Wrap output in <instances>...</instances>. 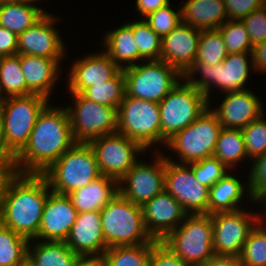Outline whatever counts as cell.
<instances>
[{"mask_svg": "<svg viewBox=\"0 0 266 266\" xmlns=\"http://www.w3.org/2000/svg\"><path fill=\"white\" fill-rule=\"evenodd\" d=\"M248 175V186L251 196L257 204L261 203L266 210V152L252 160ZM264 204V205H263Z\"/></svg>", "mask_w": 266, "mask_h": 266, "instance_id": "cell-43", "label": "cell"}, {"mask_svg": "<svg viewBox=\"0 0 266 266\" xmlns=\"http://www.w3.org/2000/svg\"><path fill=\"white\" fill-rule=\"evenodd\" d=\"M119 194L118 180L101 175L67 196L78 213L100 211Z\"/></svg>", "mask_w": 266, "mask_h": 266, "instance_id": "cell-26", "label": "cell"}, {"mask_svg": "<svg viewBox=\"0 0 266 266\" xmlns=\"http://www.w3.org/2000/svg\"><path fill=\"white\" fill-rule=\"evenodd\" d=\"M250 69L254 71L252 52L232 53L228 54L222 63L212 66L193 62L183 74V79L202 91L210 103L213 87L221 90V93L249 89L245 83H248L251 77Z\"/></svg>", "mask_w": 266, "mask_h": 266, "instance_id": "cell-3", "label": "cell"}, {"mask_svg": "<svg viewBox=\"0 0 266 266\" xmlns=\"http://www.w3.org/2000/svg\"><path fill=\"white\" fill-rule=\"evenodd\" d=\"M150 266H190L175 255L162 241H156L150 251Z\"/></svg>", "mask_w": 266, "mask_h": 266, "instance_id": "cell-45", "label": "cell"}, {"mask_svg": "<svg viewBox=\"0 0 266 266\" xmlns=\"http://www.w3.org/2000/svg\"><path fill=\"white\" fill-rule=\"evenodd\" d=\"M232 173V171L228 172L217 183L209 188L208 214L211 215L216 212L239 210L242 207L241 204L246 195V198L248 197L250 200L249 202L257 203L251 196L248 181L242 184L241 177L239 179L238 177L233 176Z\"/></svg>", "mask_w": 266, "mask_h": 266, "instance_id": "cell-25", "label": "cell"}, {"mask_svg": "<svg viewBox=\"0 0 266 266\" xmlns=\"http://www.w3.org/2000/svg\"><path fill=\"white\" fill-rule=\"evenodd\" d=\"M218 30L223 36L228 54L252 52L248 31L241 20L228 19Z\"/></svg>", "mask_w": 266, "mask_h": 266, "instance_id": "cell-39", "label": "cell"}, {"mask_svg": "<svg viewBox=\"0 0 266 266\" xmlns=\"http://www.w3.org/2000/svg\"><path fill=\"white\" fill-rule=\"evenodd\" d=\"M73 266H105L103 256H78Z\"/></svg>", "mask_w": 266, "mask_h": 266, "instance_id": "cell-51", "label": "cell"}, {"mask_svg": "<svg viewBox=\"0 0 266 266\" xmlns=\"http://www.w3.org/2000/svg\"><path fill=\"white\" fill-rule=\"evenodd\" d=\"M209 108L205 94L182 79L159 103L161 144L182 131Z\"/></svg>", "mask_w": 266, "mask_h": 266, "instance_id": "cell-9", "label": "cell"}, {"mask_svg": "<svg viewBox=\"0 0 266 266\" xmlns=\"http://www.w3.org/2000/svg\"><path fill=\"white\" fill-rule=\"evenodd\" d=\"M254 72H266V40L252 49Z\"/></svg>", "mask_w": 266, "mask_h": 266, "instance_id": "cell-49", "label": "cell"}, {"mask_svg": "<svg viewBox=\"0 0 266 266\" xmlns=\"http://www.w3.org/2000/svg\"><path fill=\"white\" fill-rule=\"evenodd\" d=\"M265 219L266 218H262L251 230L243 246L239 256L243 266H266Z\"/></svg>", "mask_w": 266, "mask_h": 266, "instance_id": "cell-37", "label": "cell"}, {"mask_svg": "<svg viewBox=\"0 0 266 266\" xmlns=\"http://www.w3.org/2000/svg\"><path fill=\"white\" fill-rule=\"evenodd\" d=\"M62 59H51L27 54L20 55L21 69L24 74L27 95L38 94L48 100L60 78Z\"/></svg>", "mask_w": 266, "mask_h": 266, "instance_id": "cell-24", "label": "cell"}, {"mask_svg": "<svg viewBox=\"0 0 266 266\" xmlns=\"http://www.w3.org/2000/svg\"><path fill=\"white\" fill-rule=\"evenodd\" d=\"M153 244L109 247L103 254L105 266H150Z\"/></svg>", "mask_w": 266, "mask_h": 266, "instance_id": "cell-34", "label": "cell"}, {"mask_svg": "<svg viewBox=\"0 0 266 266\" xmlns=\"http://www.w3.org/2000/svg\"><path fill=\"white\" fill-rule=\"evenodd\" d=\"M81 95L90 101L118 110L125 95L123 69L114 78L86 88Z\"/></svg>", "mask_w": 266, "mask_h": 266, "instance_id": "cell-33", "label": "cell"}, {"mask_svg": "<svg viewBox=\"0 0 266 266\" xmlns=\"http://www.w3.org/2000/svg\"><path fill=\"white\" fill-rule=\"evenodd\" d=\"M182 22L199 30L218 29L228 20L224 0H186Z\"/></svg>", "mask_w": 266, "mask_h": 266, "instance_id": "cell-27", "label": "cell"}, {"mask_svg": "<svg viewBox=\"0 0 266 266\" xmlns=\"http://www.w3.org/2000/svg\"><path fill=\"white\" fill-rule=\"evenodd\" d=\"M73 105L66 106L75 144H90L104 135L117 132V109L70 93Z\"/></svg>", "mask_w": 266, "mask_h": 266, "instance_id": "cell-12", "label": "cell"}, {"mask_svg": "<svg viewBox=\"0 0 266 266\" xmlns=\"http://www.w3.org/2000/svg\"><path fill=\"white\" fill-rule=\"evenodd\" d=\"M263 213L255 214L241 208L211 214L215 256L239 257L251 230L266 216V210Z\"/></svg>", "mask_w": 266, "mask_h": 266, "instance_id": "cell-13", "label": "cell"}, {"mask_svg": "<svg viewBox=\"0 0 266 266\" xmlns=\"http://www.w3.org/2000/svg\"><path fill=\"white\" fill-rule=\"evenodd\" d=\"M201 30L182 21L162 38L160 60L176 68L182 75L196 60Z\"/></svg>", "mask_w": 266, "mask_h": 266, "instance_id": "cell-22", "label": "cell"}, {"mask_svg": "<svg viewBox=\"0 0 266 266\" xmlns=\"http://www.w3.org/2000/svg\"><path fill=\"white\" fill-rule=\"evenodd\" d=\"M67 75L69 93L81 94L86 88L114 78L122 69L104 52L77 58Z\"/></svg>", "mask_w": 266, "mask_h": 266, "instance_id": "cell-20", "label": "cell"}, {"mask_svg": "<svg viewBox=\"0 0 266 266\" xmlns=\"http://www.w3.org/2000/svg\"><path fill=\"white\" fill-rule=\"evenodd\" d=\"M134 38L139 50V61L160 60L162 39L151 29L144 18L131 21Z\"/></svg>", "mask_w": 266, "mask_h": 266, "instance_id": "cell-38", "label": "cell"}, {"mask_svg": "<svg viewBox=\"0 0 266 266\" xmlns=\"http://www.w3.org/2000/svg\"><path fill=\"white\" fill-rule=\"evenodd\" d=\"M38 1H42V0H21V2H25L27 4H31L33 6H36L35 3H38Z\"/></svg>", "mask_w": 266, "mask_h": 266, "instance_id": "cell-54", "label": "cell"}, {"mask_svg": "<svg viewBox=\"0 0 266 266\" xmlns=\"http://www.w3.org/2000/svg\"><path fill=\"white\" fill-rule=\"evenodd\" d=\"M49 102L38 94L0 99L4 148L13 158L27 144L38 115Z\"/></svg>", "mask_w": 266, "mask_h": 266, "instance_id": "cell-6", "label": "cell"}, {"mask_svg": "<svg viewBox=\"0 0 266 266\" xmlns=\"http://www.w3.org/2000/svg\"><path fill=\"white\" fill-rule=\"evenodd\" d=\"M154 152L152 163L138 160L118 181L119 194L141 207L165 189L166 158L164 153Z\"/></svg>", "mask_w": 266, "mask_h": 266, "instance_id": "cell-14", "label": "cell"}, {"mask_svg": "<svg viewBox=\"0 0 266 266\" xmlns=\"http://www.w3.org/2000/svg\"><path fill=\"white\" fill-rule=\"evenodd\" d=\"M29 240L0 223V266H18L27 260Z\"/></svg>", "mask_w": 266, "mask_h": 266, "instance_id": "cell-35", "label": "cell"}, {"mask_svg": "<svg viewBox=\"0 0 266 266\" xmlns=\"http://www.w3.org/2000/svg\"><path fill=\"white\" fill-rule=\"evenodd\" d=\"M187 165L192 169L195 179L208 188L212 187L230 171L214 156Z\"/></svg>", "mask_w": 266, "mask_h": 266, "instance_id": "cell-41", "label": "cell"}, {"mask_svg": "<svg viewBox=\"0 0 266 266\" xmlns=\"http://www.w3.org/2000/svg\"><path fill=\"white\" fill-rule=\"evenodd\" d=\"M213 156L222 162L230 171L232 169L234 170L242 160L246 158L248 160L242 130L222 128Z\"/></svg>", "mask_w": 266, "mask_h": 266, "instance_id": "cell-31", "label": "cell"}, {"mask_svg": "<svg viewBox=\"0 0 266 266\" xmlns=\"http://www.w3.org/2000/svg\"><path fill=\"white\" fill-rule=\"evenodd\" d=\"M50 190L43 174L9 170L0 185V223L34 240Z\"/></svg>", "mask_w": 266, "mask_h": 266, "instance_id": "cell-1", "label": "cell"}, {"mask_svg": "<svg viewBox=\"0 0 266 266\" xmlns=\"http://www.w3.org/2000/svg\"><path fill=\"white\" fill-rule=\"evenodd\" d=\"M170 3V0H136V10L141 18H145L148 14L164 7ZM141 14V15H140Z\"/></svg>", "mask_w": 266, "mask_h": 266, "instance_id": "cell-48", "label": "cell"}, {"mask_svg": "<svg viewBox=\"0 0 266 266\" xmlns=\"http://www.w3.org/2000/svg\"><path fill=\"white\" fill-rule=\"evenodd\" d=\"M117 116V132L137 142L144 150L161 144L159 103L124 95Z\"/></svg>", "mask_w": 266, "mask_h": 266, "instance_id": "cell-11", "label": "cell"}, {"mask_svg": "<svg viewBox=\"0 0 266 266\" xmlns=\"http://www.w3.org/2000/svg\"><path fill=\"white\" fill-rule=\"evenodd\" d=\"M18 266H32V264L28 260H26L24 263H22Z\"/></svg>", "mask_w": 266, "mask_h": 266, "instance_id": "cell-56", "label": "cell"}, {"mask_svg": "<svg viewBox=\"0 0 266 266\" xmlns=\"http://www.w3.org/2000/svg\"><path fill=\"white\" fill-rule=\"evenodd\" d=\"M162 242L185 263L198 266L215 256L210 214L187 215Z\"/></svg>", "mask_w": 266, "mask_h": 266, "instance_id": "cell-8", "label": "cell"}, {"mask_svg": "<svg viewBox=\"0 0 266 266\" xmlns=\"http://www.w3.org/2000/svg\"><path fill=\"white\" fill-rule=\"evenodd\" d=\"M144 20L162 39L182 21L181 6L180 9L175 11L172 9L171 4L169 3L168 5L148 14Z\"/></svg>", "mask_w": 266, "mask_h": 266, "instance_id": "cell-42", "label": "cell"}, {"mask_svg": "<svg viewBox=\"0 0 266 266\" xmlns=\"http://www.w3.org/2000/svg\"><path fill=\"white\" fill-rule=\"evenodd\" d=\"M100 217L108 248L156 242L146 231L142 207L133 204L120 194L100 210Z\"/></svg>", "mask_w": 266, "mask_h": 266, "instance_id": "cell-4", "label": "cell"}, {"mask_svg": "<svg viewBox=\"0 0 266 266\" xmlns=\"http://www.w3.org/2000/svg\"><path fill=\"white\" fill-rule=\"evenodd\" d=\"M230 20H242L252 11L266 5V0H224Z\"/></svg>", "mask_w": 266, "mask_h": 266, "instance_id": "cell-46", "label": "cell"}, {"mask_svg": "<svg viewBox=\"0 0 266 266\" xmlns=\"http://www.w3.org/2000/svg\"><path fill=\"white\" fill-rule=\"evenodd\" d=\"M18 36L0 26V57L17 54Z\"/></svg>", "mask_w": 266, "mask_h": 266, "instance_id": "cell-47", "label": "cell"}, {"mask_svg": "<svg viewBox=\"0 0 266 266\" xmlns=\"http://www.w3.org/2000/svg\"><path fill=\"white\" fill-rule=\"evenodd\" d=\"M228 55L222 34L218 29L201 30L196 60L209 66L222 63Z\"/></svg>", "mask_w": 266, "mask_h": 266, "instance_id": "cell-36", "label": "cell"}, {"mask_svg": "<svg viewBox=\"0 0 266 266\" xmlns=\"http://www.w3.org/2000/svg\"><path fill=\"white\" fill-rule=\"evenodd\" d=\"M104 35L100 46L105 48L103 51L121 69L140 63L138 62L139 50L135 42L133 28L128 23L109 30Z\"/></svg>", "mask_w": 266, "mask_h": 266, "instance_id": "cell-28", "label": "cell"}, {"mask_svg": "<svg viewBox=\"0 0 266 266\" xmlns=\"http://www.w3.org/2000/svg\"><path fill=\"white\" fill-rule=\"evenodd\" d=\"M30 240L27 260L32 266H73L79 256L64 241Z\"/></svg>", "mask_w": 266, "mask_h": 266, "instance_id": "cell-29", "label": "cell"}, {"mask_svg": "<svg viewBox=\"0 0 266 266\" xmlns=\"http://www.w3.org/2000/svg\"><path fill=\"white\" fill-rule=\"evenodd\" d=\"M43 175L52 192L68 195L102 174L91 146L74 144Z\"/></svg>", "mask_w": 266, "mask_h": 266, "instance_id": "cell-5", "label": "cell"}, {"mask_svg": "<svg viewBox=\"0 0 266 266\" xmlns=\"http://www.w3.org/2000/svg\"><path fill=\"white\" fill-rule=\"evenodd\" d=\"M241 21L248 31L252 47L266 40V5L252 11Z\"/></svg>", "mask_w": 266, "mask_h": 266, "instance_id": "cell-44", "label": "cell"}, {"mask_svg": "<svg viewBox=\"0 0 266 266\" xmlns=\"http://www.w3.org/2000/svg\"><path fill=\"white\" fill-rule=\"evenodd\" d=\"M18 1H21V0H0V4L7 3V2H18Z\"/></svg>", "mask_w": 266, "mask_h": 266, "instance_id": "cell-55", "label": "cell"}, {"mask_svg": "<svg viewBox=\"0 0 266 266\" xmlns=\"http://www.w3.org/2000/svg\"><path fill=\"white\" fill-rule=\"evenodd\" d=\"M146 231L155 241L164 240L188 215L165 189L142 206Z\"/></svg>", "mask_w": 266, "mask_h": 266, "instance_id": "cell-18", "label": "cell"}, {"mask_svg": "<svg viewBox=\"0 0 266 266\" xmlns=\"http://www.w3.org/2000/svg\"><path fill=\"white\" fill-rule=\"evenodd\" d=\"M165 190L188 215L208 214L209 188L199 183L187 164L166 159Z\"/></svg>", "mask_w": 266, "mask_h": 266, "instance_id": "cell-16", "label": "cell"}, {"mask_svg": "<svg viewBox=\"0 0 266 266\" xmlns=\"http://www.w3.org/2000/svg\"><path fill=\"white\" fill-rule=\"evenodd\" d=\"M219 107L209 108L217 116L222 128L242 130L251 121L260 118L265 112L262 101L252 90L227 92Z\"/></svg>", "mask_w": 266, "mask_h": 266, "instance_id": "cell-19", "label": "cell"}, {"mask_svg": "<svg viewBox=\"0 0 266 266\" xmlns=\"http://www.w3.org/2000/svg\"><path fill=\"white\" fill-rule=\"evenodd\" d=\"M222 129L217 116L208 108L194 122L167 140L165 147L177 154L178 160L165 158L179 164H189L214 155Z\"/></svg>", "mask_w": 266, "mask_h": 266, "instance_id": "cell-7", "label": "cell"}, {"mask_svg": "<svg viewBox=\"0 0 266 266\" xmlns=\"http://www.w3.org/2000/svg\"><path fill=\"white\" fill-rule=\"evenodd\" d=\"M265 113L251 121L242 129L244 146L248 159L251 160L266 152V118Z\"/></svg>", "mask_w": 266, "mask_h": 266, "instance_id": "cell-40", "label": "cell"}, {"mask_svg": "<svg viewBox=\"0 0 266 266\" xmlns=\"http://www.w3.org/2000/svg\"><path fill=\"white\" fill-rule=\"evenodd\" d=\"M77 210L67 195L51 192L45 202L35 240L64 241L76 221Z\"/></svg>", "mask_w": 266, "mask_h": 266, "instance_id": "cell-21", "label": "cell"}, {"mask_svg": "<svg viewBox=\"0 0 266 266\" xmlns=\"http://www.w3.org/2000/svg\"><path fill=\"white\" fill-rule=\"evenodd\" d=\"M198 266H243V264L236 256H214Z\"/></svg>", "mask_w": 266, "mask_h": 266, "instance_id": "cell-50", "label": "cell"}, {"mask_svg": "<svg viewBox=\"0 0 266 266\" xmlns=\"http://www.w3.org/2000/svg\"><path fill=\"white\" fill-rule=\"evenodd\" d=\"M59 16L45 14L39 21L18 36L17 54L62 59L67 48L55 28ZM55 25V26H54Z\"/></svg>", "mask_w": 266, "mask_h": 266, "instance_id": "cell-17", "label": "cell"}, {"mask_svg": "<svg viewBox=\"0 0 266 266\" xmlns=\"http://www.w3.org/2000/svg\"><path fill=\"white\" fill-rule=\"evenodd\" d=\"M140 62L123 69L126 96L160 103L183 79V75L165 61Z\"/></svg>", "mask_w": 266, "mask_h": 266, "instance_id": "cell-10", "label": "cell"}, {"mask_svg": "<svg viewBox=\"0 0 266 266\" xmlns=\"http://www.w3.org/2000/svg\"><path fill=\"white\" fill-rule=\"evenodd\" d=\"M75 144L69 112L48 103L38 115L29 140L13 158L10 170L43 174Z\"/></svg>", "mask_w": 266, "mask_h": 266, "instance_id": "cell-2", "label": "cell"}, {"mask_svg": "<svg viewBox=\"0 0 266 266\" xmlns=\"http://www.w3.org/2000/svg\"><path fill=\"white\" fill-rule=\"evenodd\" d=\"M0 158L10 167L13 157L4 148L3 118L0 108Z\"/></svg>", "mask_w": 266, "mask_h": 266, "instance_id": "cell-52", "label": "cell"}, {"mask_svg": "<svg viewBox=\"0 0 266 266\" xmlns=\"http://www.w3.org/2000/svg\"><path fill=\"white\" fill-rule=\"evenodd\" d=\"M48 11L42 7L25 2H7L0 4V26L14 32L17 36L39 21Z\"/></svg>", "mask_w": 266, "mask_h": 266, "instance_id": "cell-30", "label": "cell"}, {"mask_svg": "<svg viewBox=\"0 0 266 266\" xmlns=\"http://www.w3.org/2000/svg\"><path fill=\"white\" fill-rule=\"evenodd\" d=\"M89 145L101 174L118 181L138 161L137 155L147 152L137 142L118 132L101 136Z\"/></svg>", "mask_w": 266, "mask_h": 266, "instance_id": "cell-15", "label": "cell"}, {"mask_svg": "<svg viewBox=\"0 0 266 266\" xmlns=\"http://www.w3.org/2000/svg\"><path fill=\"white\" fill-rule=\"evenodd\" d=\"M9 170V166L0 158V185L3 180V177Z\"/></svg>", "mask_w": 266, "mask_h": 266, "instance_id": "cell-53", "label": "cell"}, {"mask_svg": "<svg viewBox=\"0 0 266 266\" xmlns=\"http://www.w3.org/2000/svg\"><path fill=\"white\" fill-rule=\"evenodd\" d=\"M27 95L20 54L0 57V99Z\"/></svg>", "mask_w": 266, "mask_h": 266, "instance_id": "cell-32", "label": "cell"}, {"mask_svg": "<svg viewBox=\"0 0 266 266\" xmlns=\"http://www.w3.org/2000/svg\"><path fill=\"white\" fill-rule=\"evenodd\" d=\"M65 243L79 256H103L108 247L105 244L100 211L78 213Z\"/></svg>", "mask_w": 266, "mask_h": 266, "instance_id": "cell-23", "label": "cell"}]
</instances>
